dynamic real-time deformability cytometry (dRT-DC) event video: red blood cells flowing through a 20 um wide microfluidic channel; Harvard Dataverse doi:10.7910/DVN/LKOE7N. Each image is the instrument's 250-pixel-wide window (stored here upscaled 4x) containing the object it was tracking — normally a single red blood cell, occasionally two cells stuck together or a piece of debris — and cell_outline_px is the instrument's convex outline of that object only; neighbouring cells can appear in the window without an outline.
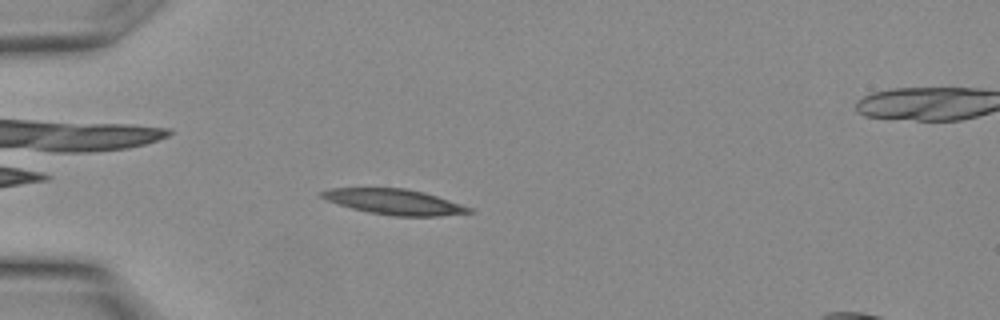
{"species": "Egyptian fruit bat (a non-hibernating species)", "species_latin": "Rousettus aegyptiacus", "temperature_condition": "warm", "stored_images_in_passage": 13, "camera_frame_rate_fps": 3000, "um_per_image_px": 0.085, "animal": {"sex": "female"}, "frame": {"image": 1, "passage_image": 3, "time_ms": 0.667, "image_size_px": [1000, 320], "cell_outline_px": [[476, 212], [440, 216], [396, 216], [372, 212], [352, 208], [328, 200], [320, 196], [320, 192], [332, 188], [404, 188], [424, 192], [472, 208]], "centroid_in_image_um": [33.57, 17.15], "position_along_channel_um": 51.4, "area_um2": 21.44}}
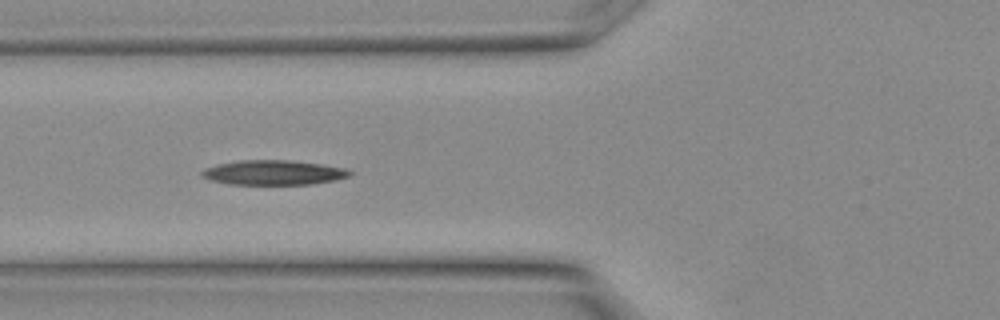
{"frame": {"image": 2, "passage_image": 6, "time_ms": 1.667, "image_size_px": [1000, 320], "cell_outline_px": [[352, 176], [336, 180], [312, 184], [232, 184], [212, 180], [200, 176], [200, 172], [204, 168], [216, 164], [236, 160], [288, 160], [320, 164], [344, 168], [352, 172]], "centroid_in_image_um": [23.23, 14.66], "position_along_channel_um": 102.6, "area_um2": 21.33}}
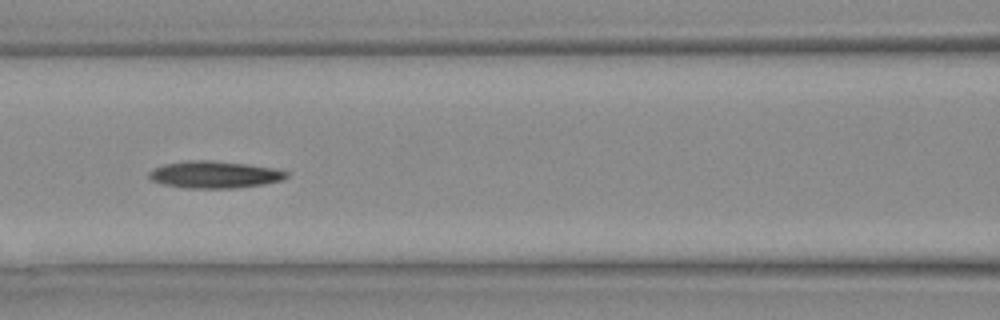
{"frame": {"image": 3, "passage_image": 8, "time_ms": 2.333, "image_size_px": [1000, 320], "cell_outline_px": [[288, 176], [280, 180], [260, 184], [232, 188], [188, 188], [164, 184], [152, 180], [148, 176], [148, 172], [152, 168], [164, 164], [188, 160], [212, 160], [276, 168], [288, 172]], "centroid_in_image_um": [18.19, 14.83], "position_along_channel_um": 148.4, "area_um2": 21.44}}